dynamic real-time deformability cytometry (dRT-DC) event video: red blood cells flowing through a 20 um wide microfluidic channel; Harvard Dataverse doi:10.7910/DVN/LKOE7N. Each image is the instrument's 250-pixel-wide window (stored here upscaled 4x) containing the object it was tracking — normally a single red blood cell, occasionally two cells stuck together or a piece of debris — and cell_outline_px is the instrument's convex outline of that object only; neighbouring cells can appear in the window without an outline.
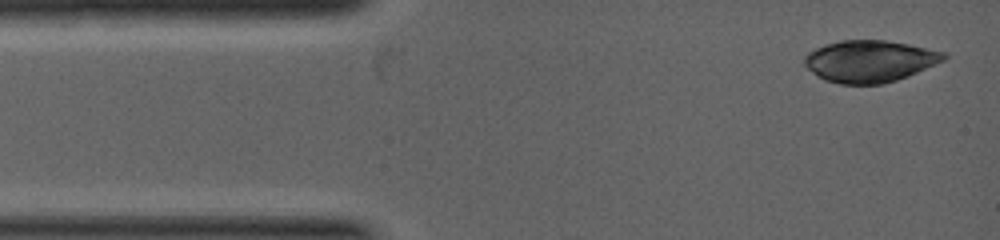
{"species": "common noctule bat (a hibernating species)", "species_latin": "Nyctalus noctula", "temperature_condition": "warm", "stored_images_in_passage": 3, "camera_frame_rate_fps": 5000, "um_per_image_px": 0.085, "animal": {"sex": "female", "body_mass_g": 19.0, "forearm_length_mm": 53.3}, "frame": {"image": 1, "passage_image": 1, "time_ms": 0.0, "image_size_px": [1000, 240], "cell_outline_px": [[948, 56], [944, 60], [908, 76], [896, 80], [880, 84], [840, 84], [824, 80], [816, 76], [804, 64], [804, 56], [808, 52], [824, 44], [840, 40], [884, 40], [908, 44], [948, 52]], "centroid_in_image_um": [73.91, 5.19], "position_along_channel_um": 11.1, "area_um2": 34.1}}